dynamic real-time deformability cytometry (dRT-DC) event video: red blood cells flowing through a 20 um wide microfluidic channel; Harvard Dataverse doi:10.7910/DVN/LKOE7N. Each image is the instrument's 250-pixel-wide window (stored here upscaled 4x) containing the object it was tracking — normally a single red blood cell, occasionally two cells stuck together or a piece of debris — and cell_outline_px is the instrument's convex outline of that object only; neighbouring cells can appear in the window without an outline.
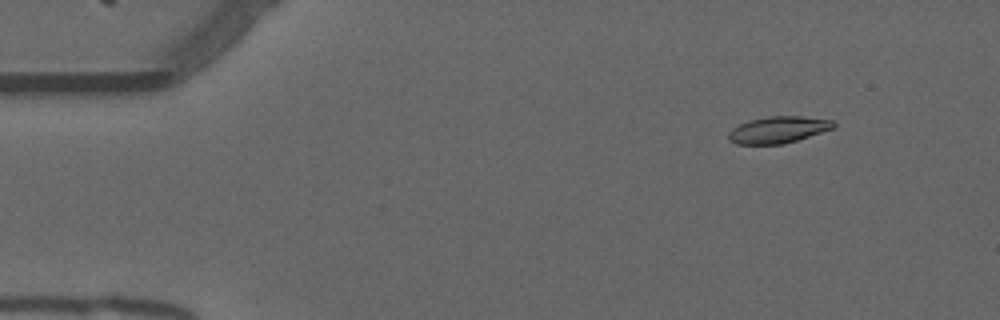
{"species": "common noctule bat (a hibernating species)", "species_latin": "Nyctalus noctula", "temperature_condition": "warm", "stored_images_in_passage": 49, "camera_frame_rate_fps": 3000, "um_per_image_px": 0.085, "animal": {"sex": "male", "forearm_length_mm": 52.5}, "frame": {"image": 1, "passage_image": 1, "time_ms": 0.0, "image_size_px": [1000, 320], "cell_outline_px": [[836, 128], [784, 144], [736, 144], [728, 140], [728, 132], [732, 128], [748, 120], [768, 116], [800, 116], [832, 120], [836, 124]], "centroid_in_image_um": [66.15, 11.03], "position_along_channel_um": 18.9, "area_um2": 16.47}}
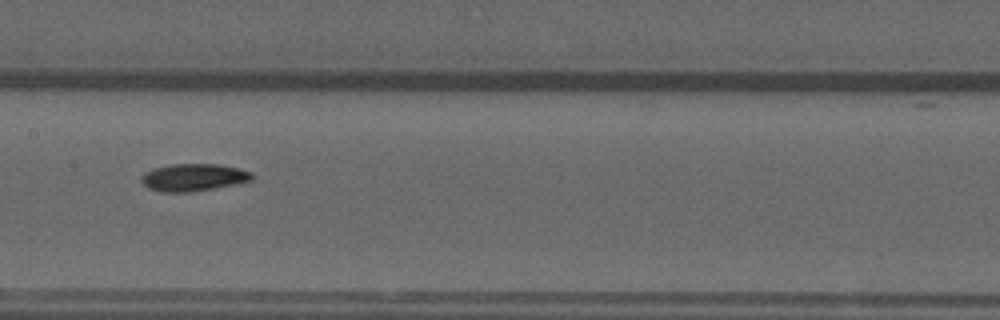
{"frame": {"image": 2, "passage_image": 22, "time_ms": 7.0, "image_size_px": [1000, 320], "cell_outline_px": [[252, 180], [192, 192], [160, 192], [148, 188], [140, 180], [140, 176], [144, 172], [156, 168], [172, 164], [220, 164], [252, 172]], "centroid_in_image_um": [16.39, 15.08], "position_along_channel_um": 191.0, "area_um2": 17.46}}
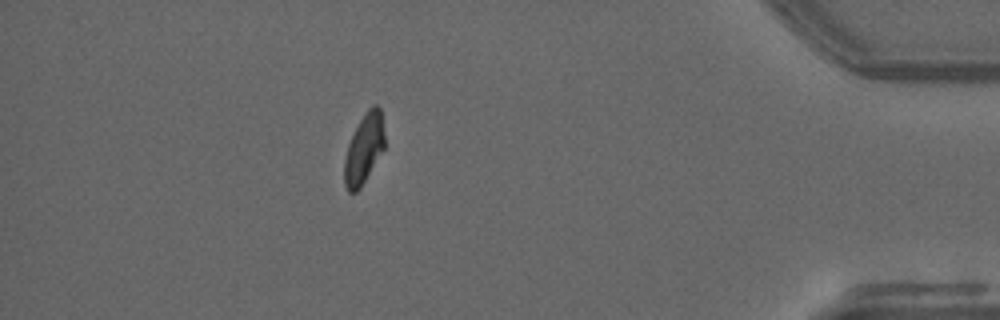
{"frame": {"image": 3, "passage_image": 43, "time_ms": 14.0, "image_size_px": [1000, 320], "cell_outline_px": [[384, 148], [360, 188], [356, 192], [348, 192], [344, 184], [344, 160], [348, 144], [364, 112], [372, 104], [376, 104], [380, 108], [384, 132]], "centroid_in_image_um": [30.93, 12.63], "position_along_channel_um": 404.3, "area_um2": 16.18}, "authors_computed_cell_mechanics": {"area_um2": 17.1088, "velocity_mm_per_s": 3.7623, "shape_relaxation_time_tau1_ms": 5.1833, "shape_relaxation_time_tau2_ms": null, "deformation_change_tau1": 0.1726, "deformation_change_tau2": null}}